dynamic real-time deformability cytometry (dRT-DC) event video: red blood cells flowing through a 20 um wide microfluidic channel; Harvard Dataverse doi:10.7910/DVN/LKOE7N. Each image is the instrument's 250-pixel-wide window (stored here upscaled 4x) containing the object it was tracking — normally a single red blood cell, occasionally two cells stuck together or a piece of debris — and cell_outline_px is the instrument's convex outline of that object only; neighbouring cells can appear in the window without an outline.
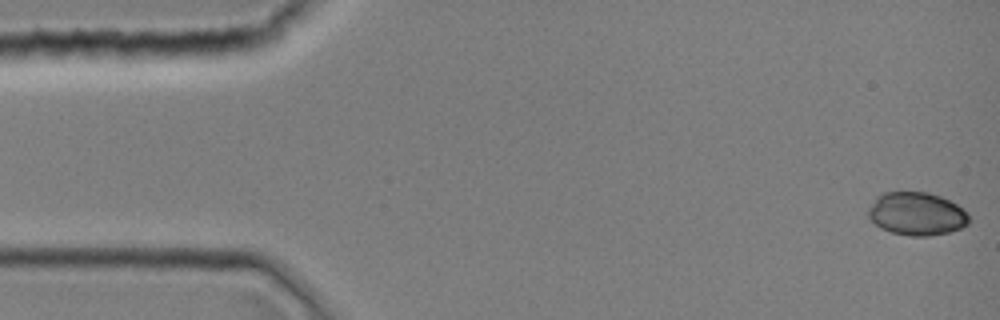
{"species": "common noctule bat (a hibernating species)", "species_latin": "Nyctalus noctula", "temperature_condition": "room temperature", "stored_images_in_passage": 12, "camera_frame_rate_fps": 3000, "um_per_image_px": 0.085, "animal": {"sex": "female", "body_mass_g": 19.0, "forearm_length_mm": 51.5}, "frame": {"image": 1, "passage_image": 1, "time_ms": 0.0, "image_size_px": [1000, 320], "cell_outline_px": [[968, 224], [960, 228], [948, 232], [928, 236], [908, 236], [892, 232], [880, 228], [868, 216], [868, 208], [876, 196], [880, 192], [928, 192], [940, 196], [956, 204], [968, 212]], "centroid_in_image_um": [77.89, 18.16], "position_along_channel_um": 7.1, "area_um2": 25.32}}
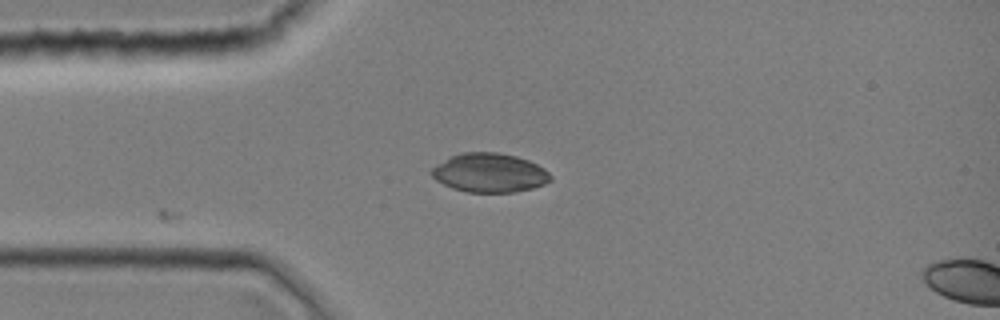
{"frame": {"image": 2, "passage_image": 10, "time_ms": 3.0, "image_size_px": [1000, 320], "cell_outline_px": [[552, 180], [544, 184], [532, 188], [512, 192], [468, 192], [452, 188], [436, 180], [432, 176], [432, 168], [448, 156], [464, 152], [496, 152], [516, 156], [528, 160], [544, 168], [552, 176]], "centroid_in_image_um": [41.61, 14.68], "position_along_channel_um": 43.4, "area_um2": 26.99}}